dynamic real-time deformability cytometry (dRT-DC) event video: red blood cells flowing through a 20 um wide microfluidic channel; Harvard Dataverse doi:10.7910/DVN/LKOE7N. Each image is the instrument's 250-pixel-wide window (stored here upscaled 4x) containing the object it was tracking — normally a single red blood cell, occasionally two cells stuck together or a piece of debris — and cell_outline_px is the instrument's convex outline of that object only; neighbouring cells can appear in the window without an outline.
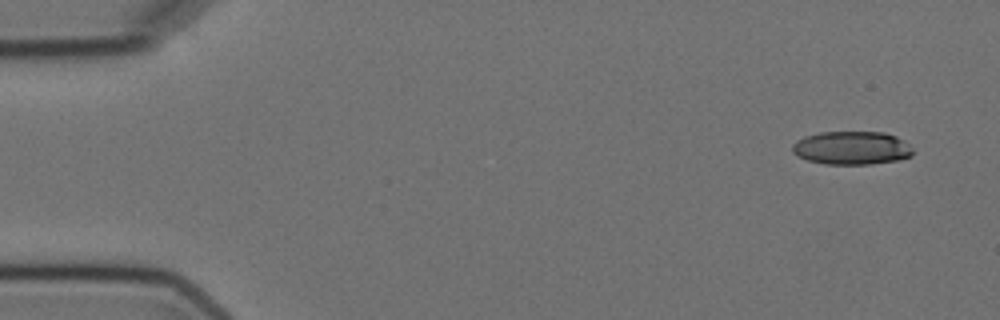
{"species": "Egyptian fruit bat (a non-hibernating species)", "species_latin": "Rousettus aegyptiacus", "temperature_condition": "cold", "stored_images_in_passage": 4, "camera_frame_rate_fps": 3000, "um_per_image_px": 0.085, "animal": {"sex": "female"}, "frame": {"image": 1, "passage_image": 1, "time_ms": 0.0, "image_size_px": [1000, 320], "cell_outline_px": [[912, 156], [896, 160], [872, 164], [824, 164], [808, 160], [792, 152], [792, 144], [796, 140], [804, 136], [820, 132], [884, 132], [896, 136], [904, 140], [912, 148]], "centroid_in_image_um": [72.39, 12.57], "position_along_channel_um": 12.6, "area_um2": 23.47}}
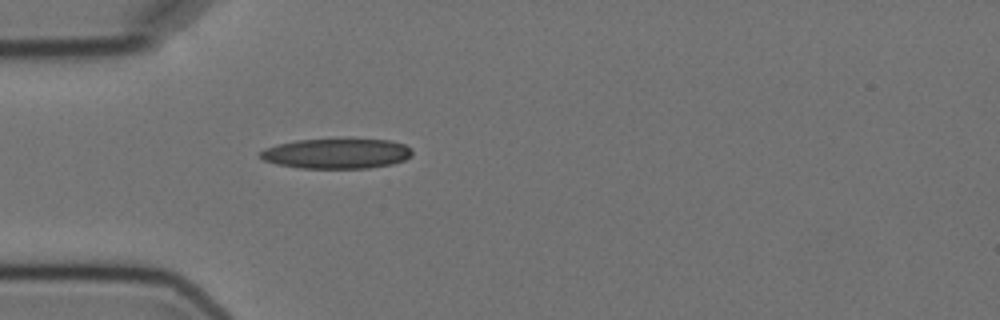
{"frame": {"image": 2, "passage_image": 4, "time_ms": 4.333, "image_size_px": [1000, 320], "cell_outline_px": [[412, 156], [404, 160], [392, 164], [368, 168], [300, 168], [276, 164], [264, 160], [260, 156], [260, 152], [264, 148], [276, 144], [296, 140], [392, 140], [404, 144], [412, 148]], "centroid_in_image_um": [28.62, 13.06], "position_along_channel_um": 56.4, "area_um2": 26.53}}